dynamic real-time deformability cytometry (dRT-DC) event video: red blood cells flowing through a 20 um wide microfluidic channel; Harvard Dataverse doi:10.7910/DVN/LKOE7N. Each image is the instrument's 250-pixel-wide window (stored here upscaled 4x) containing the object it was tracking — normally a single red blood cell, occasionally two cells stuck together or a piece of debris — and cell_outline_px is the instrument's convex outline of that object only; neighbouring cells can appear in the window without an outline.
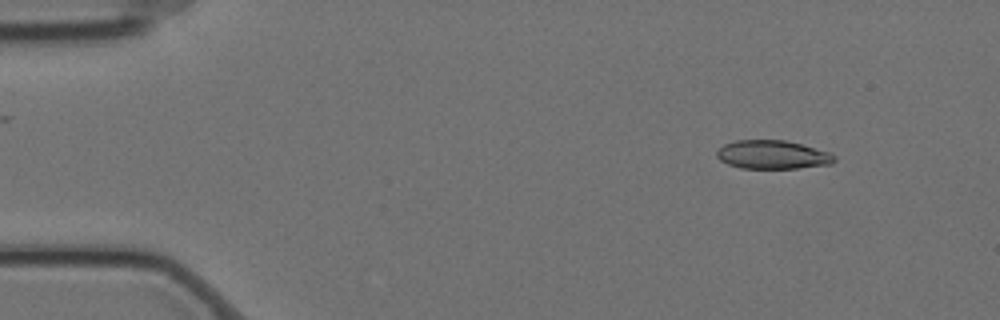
{"species": "Egyptian fruit bat (a non-hibernating species)", "species_latin": "Rousettus aegyptiacus", "temperature_condition": "cold", "stored_images_in_passage": 4, "camera_frame_rate_fps": 3000, "um_per_image_px": 0.085, "animal": {"sex": "female"}, "frame": {"image": 1, "passage_image": 2, "time_ms": 0.333, "image_size_px": [1000, 320], "cell_outline_px": [[836, 160], [832, 164], [796, 168], [740, 168], [728, 164], [720, 160], [716, 156], [716, 152], [724, 144], [736, 140], [784, 140], [800, 144], [828, 152], [836, 156]], "centroid_in_image_um": [65.65, 13.15], "position_along_channel_um": 19.3, "area_um2": 19.48}}